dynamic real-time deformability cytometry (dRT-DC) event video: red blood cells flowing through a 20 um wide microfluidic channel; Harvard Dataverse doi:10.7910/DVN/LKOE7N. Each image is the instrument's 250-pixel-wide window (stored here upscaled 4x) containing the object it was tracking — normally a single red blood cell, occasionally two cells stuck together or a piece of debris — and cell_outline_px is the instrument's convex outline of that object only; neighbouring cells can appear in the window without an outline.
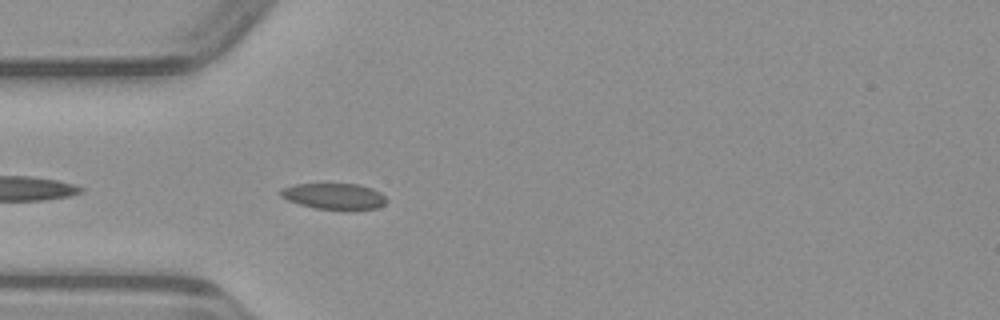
{"species": "common noctule bat (a hibernating species)", "species_latin": "Nyctalus noctula", "temperature_condition": "warm", "stored_images_in_passage": 21, "camera_frame_rate_fps": 3000, "um_per_image_px": 0.085, "animal": {"sex": "male", "body_mass_g": 23.1, "forearm_length_mm": 52.7}, "frame": {"image": 1, "passage_image": 3, "time_ms": 0.667, "image_size_px": [1000, 320], "cell_outline_px": [[388, 200], [384, 204], [376, 208], [348, 212], [316, 208], [300, 204], [288, 200], [280, 196], [280, 192], [284, 188], [296, 184], [360, 184], [372, 188], [380, 192]], "centroid_in_image_um": [28.47, 16.71], "position_along_channel_um": 56.5, "area_um2": 16.42}}
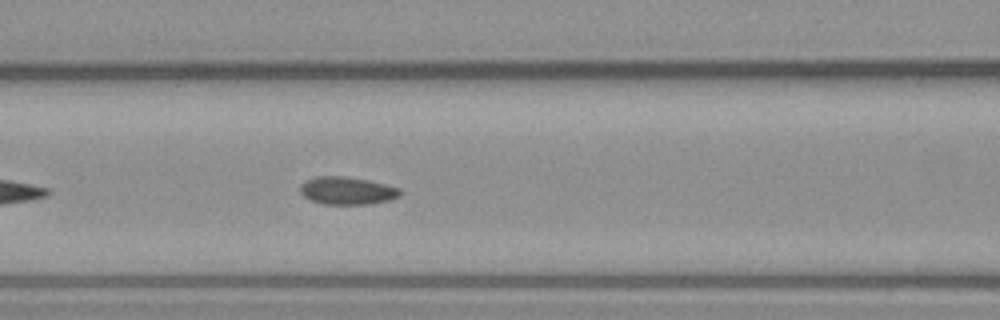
{"frame": {"image": 2, "passage_image": 9, "time_ms": 2.667, "image_size_px": [1000, 320], "cell_outline_px": [[404, 192], [400, 196], [388, 200], [368, 204], [324, 204], [312, 200], [304, 196], [300, 192], [300, 184], [304, 180], [316, 176], [344, 176], [368, 180], [400, 188]], "centroid_in_image_um": [29.5, 16.2], "position_along_channel_um": 137.1, "area_um2": 16.18}}
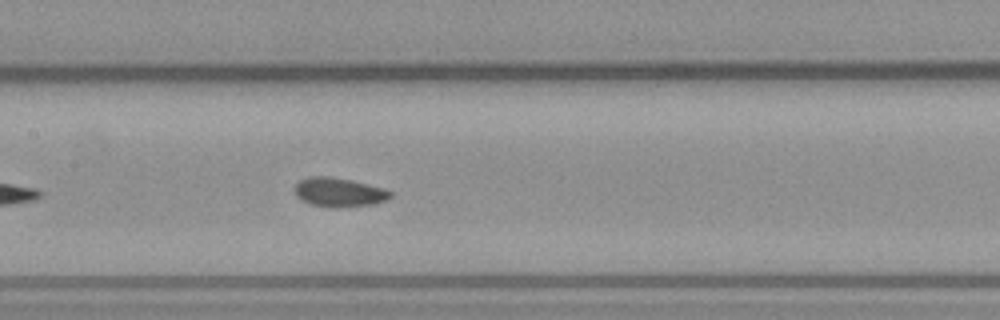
{"frame": {"image": 3, "passage_image": 12, "time_ms": 3.667, "image_size_px": [1000, 320], "cell_outline_px": [[392, 196], [388, 200], [372, 204], [340, 208], [332, 208], [308, 204], [300, 200], [296, 196], [292, 188], [300, 180], [308, 176], [328, 176], [352, 180], [384, 188], [392, 192]], "centroid_in_image_um": [28.78, 16.35], "position_along_channel_um": 178.6, "area_um2": 16.65}}